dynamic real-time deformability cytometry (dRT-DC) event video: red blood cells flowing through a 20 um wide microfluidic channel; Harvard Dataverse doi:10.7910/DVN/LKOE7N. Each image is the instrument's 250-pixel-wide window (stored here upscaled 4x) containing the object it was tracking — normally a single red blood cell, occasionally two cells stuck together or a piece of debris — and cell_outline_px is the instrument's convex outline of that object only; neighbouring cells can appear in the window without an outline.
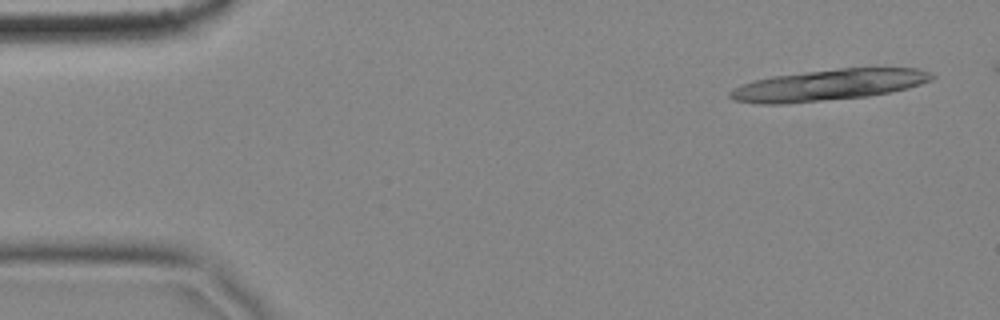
{"species": "common noctule bat (a hibernating species)", "species_latin": "Nyctalus noctula", "temperature_condition": "cold", "stored_images_in_passage": 7, "segment_of_instrument_passage": [1, 2], "camera_frame_rate_fps": 3000, "um_per_image_px": 0.085, "animal": {"sex": "female", "body_mass_g": 18.4}, "frame": {"image": 1, "passage_image": 1, "time_ms": 0.0, "image_size_px": [1000, 320], "cell_outline_px": [[936, 76], [932, 80], [908, 88], [868, 96], [784, 104], [760, 104], [736, 100], [728, 96], [728, 92], [752, 80], [772, 76], [804, 72], [840, 68], [920, 68], [932, 72]], "centroid_in_image_um": [70.46, 7.22], "position_along_channel_um": 14.5, "area_um2": 36.47}}